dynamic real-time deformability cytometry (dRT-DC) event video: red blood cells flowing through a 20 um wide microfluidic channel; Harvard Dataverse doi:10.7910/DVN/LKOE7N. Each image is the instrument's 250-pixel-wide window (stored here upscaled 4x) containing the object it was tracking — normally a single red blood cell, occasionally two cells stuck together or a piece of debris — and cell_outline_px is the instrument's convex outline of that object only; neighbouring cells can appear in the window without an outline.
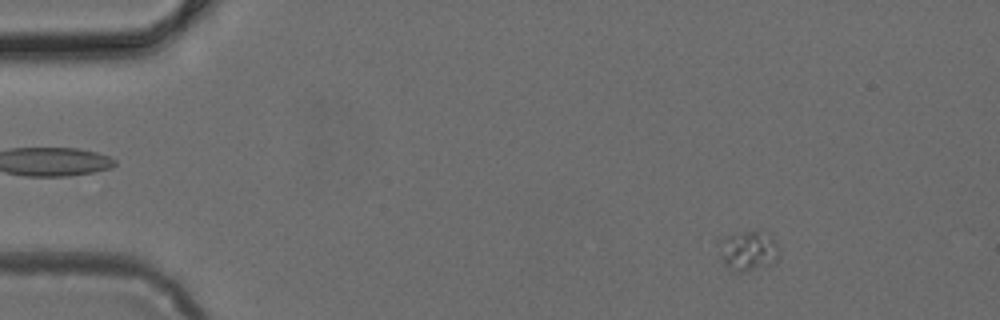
{"species": "common noctule bat (a hibernating species)", "species_latin": "Nyctalus noctula", "temperature_condition": "cold", "stored_images_in_passage": 50, "camera_frame_rate_fps": 3000, "um_per_image_px": 0.085, "animal": {"sex": "female", "body_mass_g": 24.6, "forearm_length_mm": 56.2}, "frame": {"image": 1, "passage_image": 7, "time_ms": 2.0, "image_size_px": [1000, 320], "cell_outline_px": [[780, 256], [772, 264], [744, 272], [740, 272], [728, 268], [724, 264], [712, 240], [736, 232], [768, 232], [776, 240], [780, 252]], "centroid_in_image_um": [63.53, 21.28], "position_along_channel_um": 21.5, "area_um2": 14.74}}
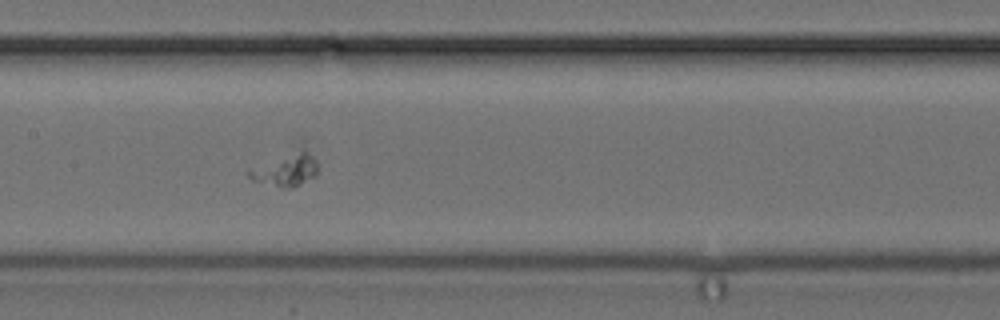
{"frame": {"image": 2, "passage_image": 25, "time_ms": 8.0, "image_size_px": [1000, 320], "cell_outline_px": [[316, 176], [292, 188], [280, 188], [252, 180], [248, 176], [248, 168], [300, 152], [308, 152], [316, 160]], "centroid_in_image_um": [24.26, 14.53], "position_along_channel_um": 183.1, "area_um2": 12.31}}
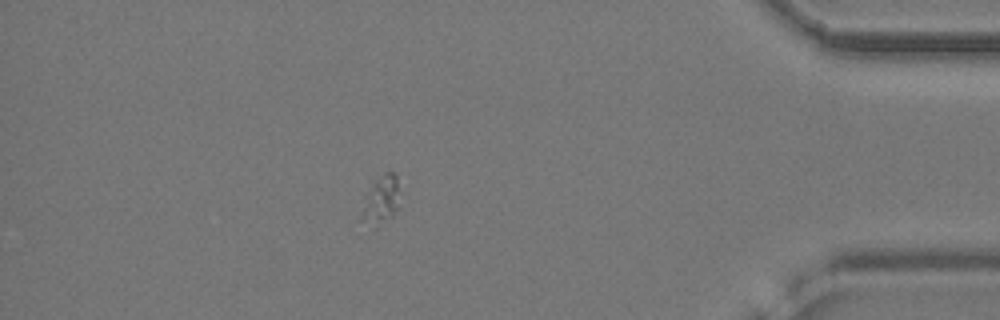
{"frame": {"image": 3, "passage_image": 44, "time_ms": 14.333, "image_size_px": [1000, 320], "cell_outline_px": [[400, 208], [392, 216], [376, 228], [360, 220], [372, 184], [384, 172], [396, 172]], "centroid_in_image_um": [32.45, 17.03], "position_along_channel_um": 402.7, "area_um2": 10.46}}